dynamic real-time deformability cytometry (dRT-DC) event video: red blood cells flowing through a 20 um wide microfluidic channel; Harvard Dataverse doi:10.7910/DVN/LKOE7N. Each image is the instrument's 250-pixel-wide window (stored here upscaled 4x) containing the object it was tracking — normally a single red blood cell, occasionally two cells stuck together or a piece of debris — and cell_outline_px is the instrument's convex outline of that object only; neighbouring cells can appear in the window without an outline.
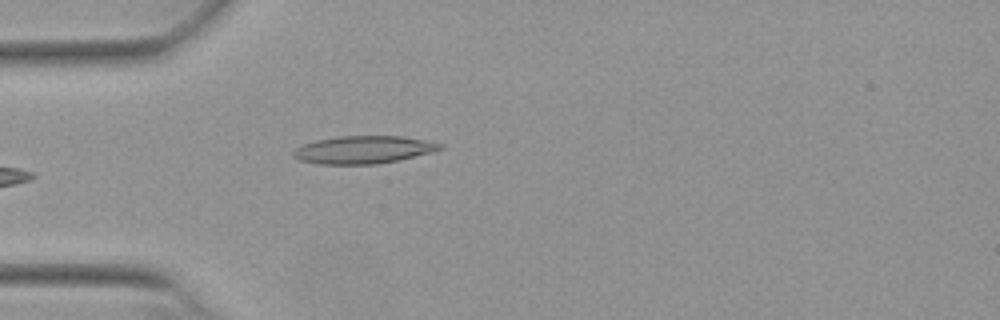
{"species": "Egyptian fruit bat (a non-hibernating species)", "species_latin": "Rousettus aegyptiacus", "temperature_condition": "warm", "stored_images_in_passage": 34, "camera_frame_rate_fps": 3000, "um_per_image_px": 0.085, "animal": {"sex": "female"}, "frame": {"image": 1, "passage_image": 1, "time_ms": 0.0, "image_size_px": [1000, 320], "cell_outline_px": [[444, 148], [432, 152], [396, 160], [376, 164], [320, 164], [300, 160], [292, 156], [292, 152], [296, 148], [304, 144], [316, 140], [340, 136], [400, 136], [424, 140], [444, 144]], "centroid_in_image_um": [30.88, 12.72], "position_along_channel_um": 54.1, "area_um2": 23.47}}
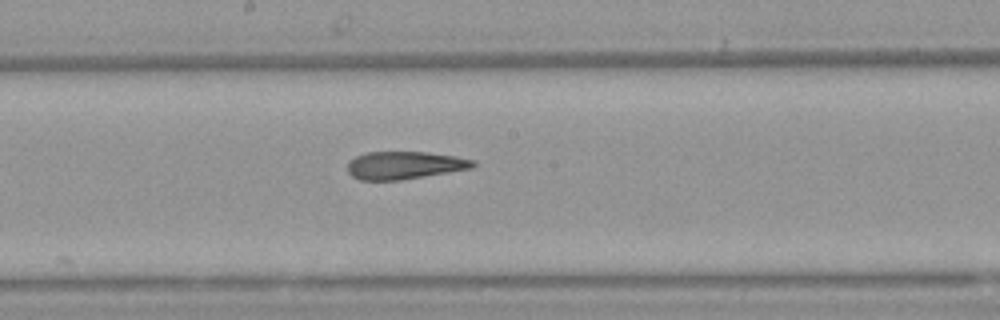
{"frame": {"image": 2, "passage_image": 14, "time_ms": 4.333, "image_size_px": [1000, 320], "cell_outline_px": [[476, 164], [472, 168], [400, 180], [360, 180], [352, 176], [348, 172], [348, 160], [356, 156], [368, 152], [428, 152], [456, 156], [476, 160]], "centroid_in_image_um": [34.38, 14.04], "position_along_channel_um": 213.8, "area_um2": 20.29}}
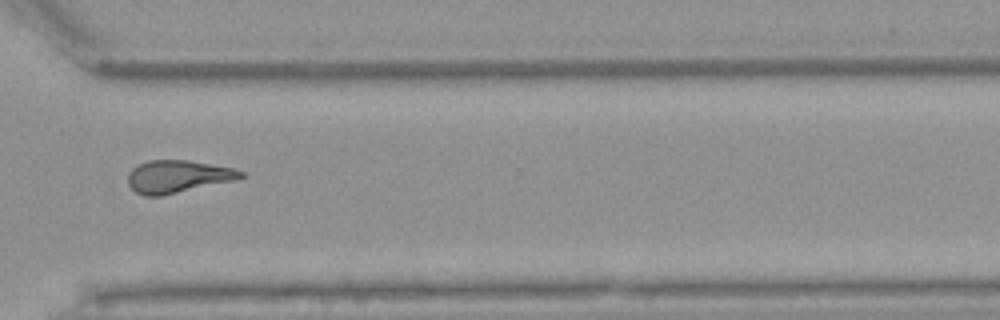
{"frame": {"image": 3, "passage_image": 25, "time_ms": 8.0, "image_size_px": [1000, 320], "cell_outline_px": [[248, 176], [236, 180], [160, 196], [144, 196], [136, 192], [128, 184], [128, 172], [132, 168], [148, 160], [188, 160], [232, 168], [244, 172]], "centroid_in_image_um": [15.12, 15.0], "position_along_channel_um": 355.5, "area_um2": 21.39}, "authors_computed_cell_mechanics": {"area_um2": 21.3282, "velocity_mm_per_s": 3.87, "shape_relaxation_time_tau1_ms": 8.0163, "shape_relaxation_time_tau2_ms": 3.286, "deformation_change_tau1": 0.2389, "deformation_change_tau2": 0.1461}}